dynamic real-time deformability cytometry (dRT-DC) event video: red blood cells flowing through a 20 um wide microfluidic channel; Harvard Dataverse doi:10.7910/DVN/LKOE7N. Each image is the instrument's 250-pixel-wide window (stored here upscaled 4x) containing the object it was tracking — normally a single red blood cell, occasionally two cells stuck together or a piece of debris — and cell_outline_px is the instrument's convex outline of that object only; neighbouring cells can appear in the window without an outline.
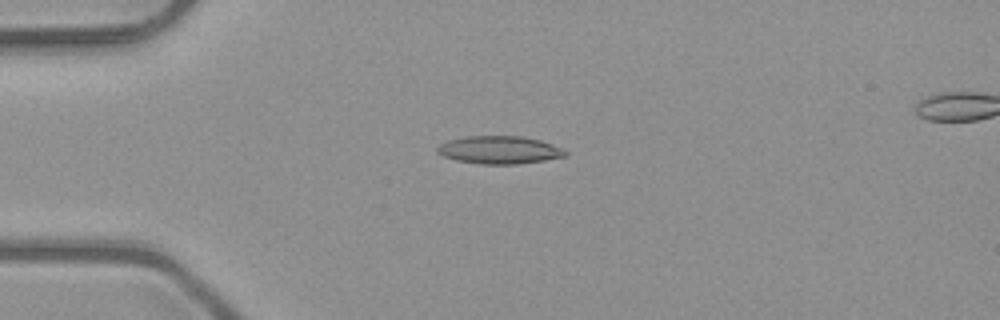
{"species": "common noctule bat (a hibernating species)", "species_latin": "Nyctalus noctula", "temperature_condition": "room temperature", "stored_images_in_passage": 6, "camera_frame_rate_fps": 3000, "um_per_image_px": 0.085, "animal": {"sex": "male", "body_mass_g": 23.1, "forearm_length_mm": 52.7}, "frame": {"image": 1, "passage_image": 4, "time_ms": 1.0, "image_size_px": [1000, 320], "cell_outline_px": [[568, 156], [544, 160], [516, 164], [480, 164], [456, 160], [444, 156], [436, 152], [436, 148], [440, 144], [448, 140], [464, 136], [520, 136], [540, 140], [564, 148], [568, 152]], "centroid_in_image_um": [42.46, 12.74], "position_along_channel_um": 42.5, "area_um2": 20.87}}
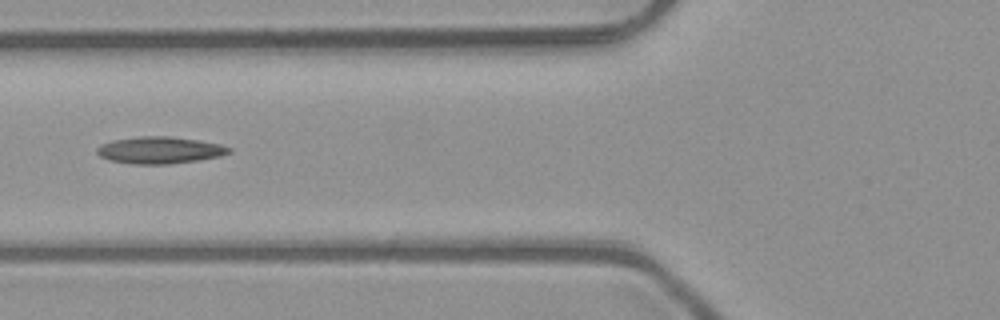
{"frame": {"image": 2, "passage_image": 6, "time_ms": 1.667, "image_size_px": [1000, 320], "cell_outline_px": [[232, 152], [220, 156], [196, 160], [168, 164], [132, 164], [108, 160], [100, 156], [96, 152], [96, 148], [100, 144], [112, 140], [140, 136], [168, 136], [200, 140], [220, 144], [232, 148]], "centroid_in_image_um": [13.56, 12.76], "position_along_channel_um": 112.2, "area_um2": 20.81}}